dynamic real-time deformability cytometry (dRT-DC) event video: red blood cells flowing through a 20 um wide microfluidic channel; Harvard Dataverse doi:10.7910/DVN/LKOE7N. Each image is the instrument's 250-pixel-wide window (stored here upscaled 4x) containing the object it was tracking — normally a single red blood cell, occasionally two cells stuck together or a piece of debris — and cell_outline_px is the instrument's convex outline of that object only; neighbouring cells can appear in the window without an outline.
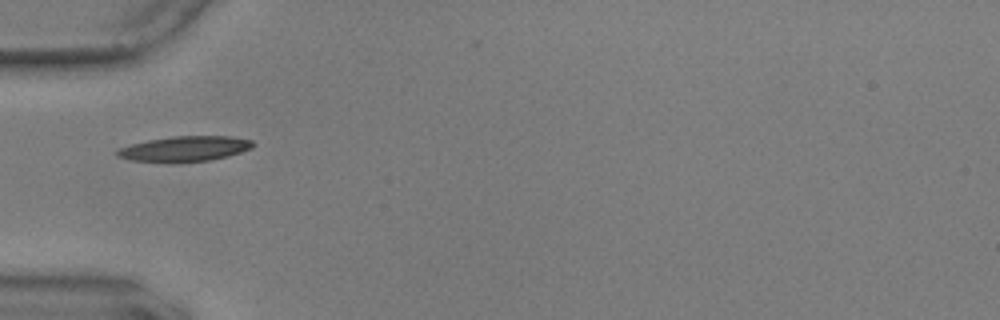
{"species": "common noctule bat (a hibernating species)", "species_latin": "Nyctalus noctula", "temperature_condition": "warm", "stored_images_in_passage": 3, "camera_frame_rate_fps": 3000, "um_per_image_px": 0.085, "animal": {"sex": "male", "body_mass_g": 17.9, "forearm_length_mm": 54.2}, "frame": {"image": 1, "passage_image": 1, "time_ms": 0.0, "image_size_px": [1000, 320], "cell_outline_px": [[256, 144], [252, 148], [228, 156], [208, 160], [132, 160], [116, 156], [116, 152], [120, 148], [132, 144], [148, 140], [172, 136], [232, 136], [252, 140]], "centroid_in_image_um": [15.78, 12.6], "position_along_channel_um": 69.2, "area_um2": 19.19}}